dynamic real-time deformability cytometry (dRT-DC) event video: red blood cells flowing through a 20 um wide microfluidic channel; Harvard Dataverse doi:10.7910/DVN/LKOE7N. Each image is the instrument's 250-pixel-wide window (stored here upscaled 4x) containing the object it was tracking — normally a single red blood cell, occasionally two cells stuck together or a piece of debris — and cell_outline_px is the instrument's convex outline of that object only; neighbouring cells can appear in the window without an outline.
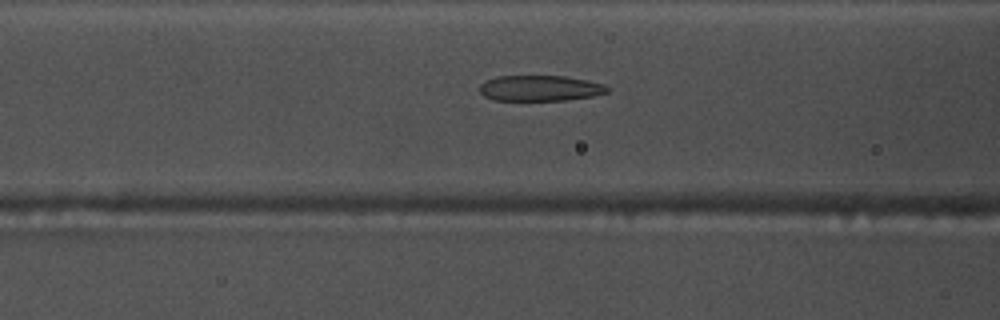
{"species": "common noctule bat (a hibernating species)", "species_latin": "Nyctalus noctula", "temperature_condition": "warm", "stored_images_in_passage": 45, "camera_frame_rate_fps": 3000, "um_per_image_px": 0.085, "animal": {"sex": "male", "body_mass_g": 17.5, "forearm_length_mm": 52.3}, "frame": {"image": 1, "passage_image": 17, "time_ms": 5.333, "image_size_px": [1000, 320], "cell_outline_px": [[608, 92], [592, 96], [568, 100], [492, 100], [484, 96], [480, 92], [480, 84], [496, 76], [564, 76], [588, 80], [604, 84], [608, 88]], "centroid_in_image_um": [45.9, 7.5], "position_along_channel_um": 120.7, "area_um2": 19.07}}
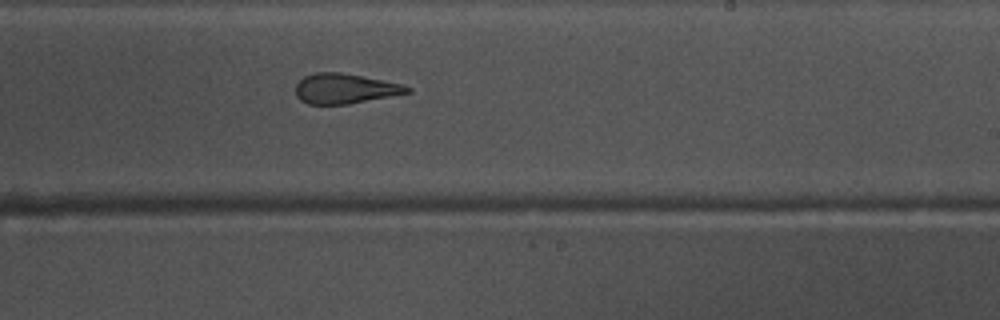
{"frame": {"image": 2, "passage_image": 28, "time_ms": 9.0, "image_size_px": [1000, 320], "cell_outline_px": [[412, 92], [392, 96], [348, 104], [308, 104], [300, 100], [296, 96], [296, 84], [304, 76], [316, 72], [340, 72], [404, 84], [412, 88]], "centroid_in_image_um": [29.33, 7.53], "position_along_channel_um": 259.7, "area_um2": 19.59}}
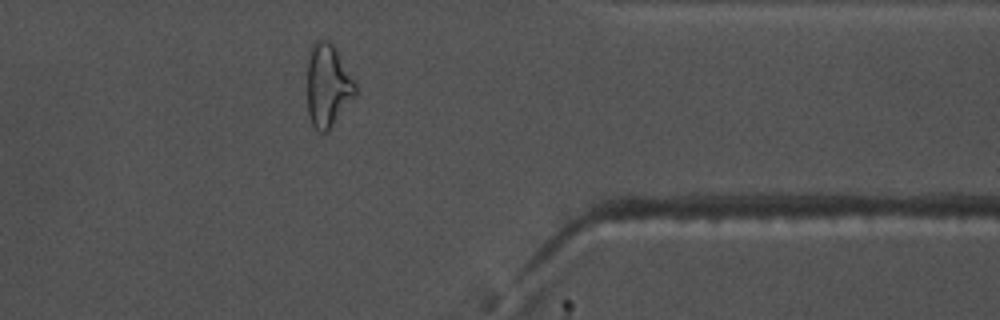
{"frame": {"image": 3, "passage_image": 39, "time_ms": 12.667, "image_size_px": [1000, 320], "cell_outline_px": [[356, 96], [328, 132], [320, 132], [312, 124], [308, 116], [308, 56], [312, 44], [316, 40], [328, 40], [332, 44], [356, 84]], "centroid_in_image_um": [27.86, 7.31], "position_along_channel_um": 383.5, "area_um2": 23.12}}